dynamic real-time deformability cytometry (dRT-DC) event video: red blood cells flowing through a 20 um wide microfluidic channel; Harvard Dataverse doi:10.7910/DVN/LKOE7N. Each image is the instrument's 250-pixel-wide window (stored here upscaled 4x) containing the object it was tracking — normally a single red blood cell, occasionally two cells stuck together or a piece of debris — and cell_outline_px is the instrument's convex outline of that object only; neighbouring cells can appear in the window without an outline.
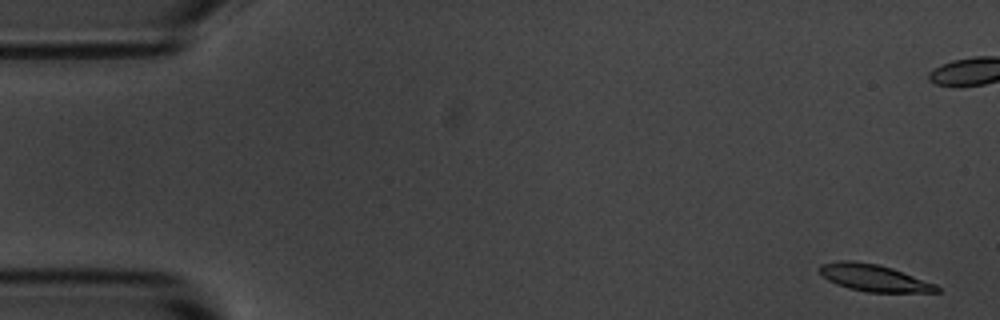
{"species": "common noctule bat (a hibernating species)", "species_latin": "Nyctalus noctula", "temperature_condition": "room temperature", "stored_images_in_passage": 6, "camera_frame_rate_fps": 3000, "um_per_image_px": 0.085, "animal": {"sex": "male", "body_mass_g": 20.1, "forearm_length_mm": 53.5}, "frame": {"image": 1, "passage_image": 1, "time_ms": 0.0, "image_size_px": [1000, 320], "cell_outline_px": [[940, 292], [868, 292], [848, 288], [836, 284], [828, 280], [820, 272], [820, 264], [840, 260], [852, 260], [876, 264], [892, 268], [936, 284], [940, 288]], "centroid_in_image_um": [74.28, 23.61], "position_along_channel_um": 10.7, "area_um2": 18.26}}
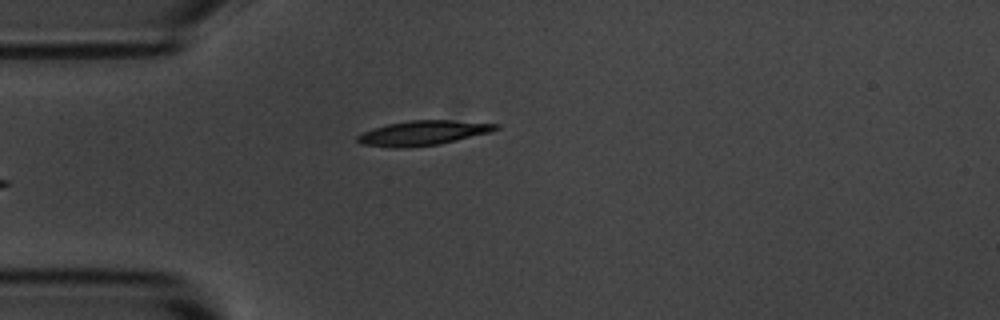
{"frame": {"image": 2, "passage_image": 6, "time_ms": 5.667, "image_size_px": [1000, 320], "cell_outline_px": [[500, 128], [492, 132], [440, 144], [408, 148], [388, 148], [360, 144], [356, 140], [356, 136], [364, 132], [388, 124], [412, 120], [452, 120], [500, 124]], "centroid_in_image_um": [35.98, 11.32], "position_along_channel_um": 49.0, "area_um2": 20.06}}